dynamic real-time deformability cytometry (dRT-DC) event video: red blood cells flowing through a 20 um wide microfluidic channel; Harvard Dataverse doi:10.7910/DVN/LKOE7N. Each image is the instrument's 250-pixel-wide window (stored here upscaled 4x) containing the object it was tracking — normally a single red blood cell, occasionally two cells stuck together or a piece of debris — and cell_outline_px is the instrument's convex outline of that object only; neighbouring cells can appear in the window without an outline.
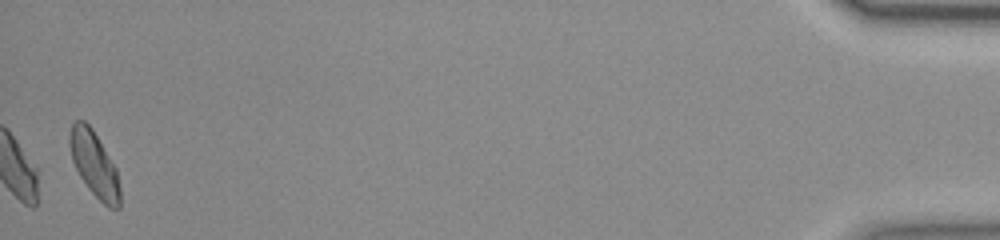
{"species": "common noctule bat (a hibernating species)", "species_latin": "Nyctalus noctula", "temperature_condition": "room temperature", "stored_images_in_passage": 45, "camera_frame_rate_fps": 3000, "um_per_image_px": 0.085, "animal": {"sex": "female", "body_mass_g": 23.0, "forearm_length_mm": 53.4}, "frame": {"image": 1, "passage_image": 45, "time_ms": 14.667, "image_size_px": [1000, 240], "cell_outline_px": [[120, 208], [108, 208], [88, 188], [80, 176], [72, 160], [68, 144], [68, 136], [72, 124], [76, 120], [84, 120], [92, 128], [116, 168], [120, 188]], "centroid_in_image_um": [8.0, 13.95], "position_along_channel_um": 427.2, "area_um2": 19.07}, "authors_computed_cell_mechanics": {"area_um2": 17.8602, "velocity_mm_per_s": 3.8544, "shape_relaxation_time_tau1_ms": 8.5131, "shape_relaxation_time_tau2_ms": 2.9058, "deformation_change_tau1": 0.144, "deformation_change_tau2": 0.0798}}